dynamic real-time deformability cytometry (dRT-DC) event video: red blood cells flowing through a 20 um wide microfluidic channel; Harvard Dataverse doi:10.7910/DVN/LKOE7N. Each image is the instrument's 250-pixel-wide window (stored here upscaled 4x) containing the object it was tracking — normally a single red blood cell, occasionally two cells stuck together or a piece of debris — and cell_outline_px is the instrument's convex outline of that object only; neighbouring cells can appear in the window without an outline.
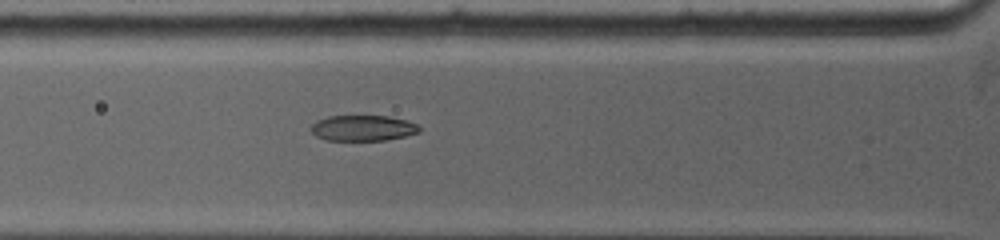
{"species": "common noctule bat (a hibernating species)", "species_latin": "Nyctalus noctula", "temperature_condition": "warm", "stored_images_in_passage": 25, "camera_frame_rate_fps": 5000, "um_per_image_px": 0.085, "animal": {"sex": "female", "body_mass_g": 19.0, "forearm_length_mm": 53.3}, "frame": {"image": 1, "passage_image": 8, "time_ms": 3.4, "image_size_px": [1000, 240], "cell_outline_px": [[420, 132], [404, 136], [384, 140], [328, 140], [316, 136], [308, 128], [316, 120], [328, 116], [388, 116], [408, 120], [416, 124], [420, 128]], "centroid_in_image_um": [30.82, 10.87], "position_along_channel_um": 95.0, "area_um2": 16.24}}
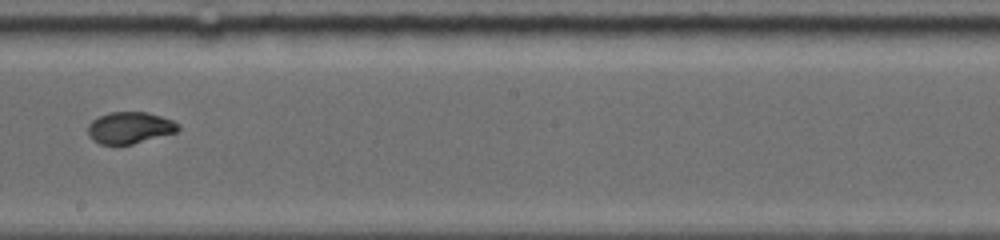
{"frame": {"image": 2, "passage_image": 15, "time_ms": 7.0, "image_size_px": [1000, 240], "cell_outline_px": [[180, 128], [176, 132], [132, 144], [100, 144], [92, 140], [88, 136], [88, 124], [92, 120], [108, 112], [148, 112], [172, 120], [180, 124]], "centroid_in_image_um": [11.02, 10.85], "position_along_channel_um": 237.2, "area_um2": 16.65}}
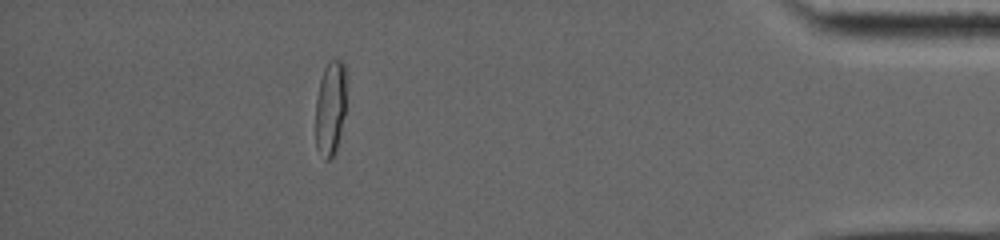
{"frame": {"image": 3, "passage_image": 22, "time_ms": 12.8, "image_size_px": [1000, 240], "cell_outline_px": [[344, 116], [336, 152], [332, 160], [324, 160], [316, 148], [316, 96], [320, 80], [324, 68], [328, 60], [340, 60], [344, 64]], "centroid_in_image_um": [28.05, 9.25], "position_along_channel_um": 407.2, "area_um2": 16.88}}